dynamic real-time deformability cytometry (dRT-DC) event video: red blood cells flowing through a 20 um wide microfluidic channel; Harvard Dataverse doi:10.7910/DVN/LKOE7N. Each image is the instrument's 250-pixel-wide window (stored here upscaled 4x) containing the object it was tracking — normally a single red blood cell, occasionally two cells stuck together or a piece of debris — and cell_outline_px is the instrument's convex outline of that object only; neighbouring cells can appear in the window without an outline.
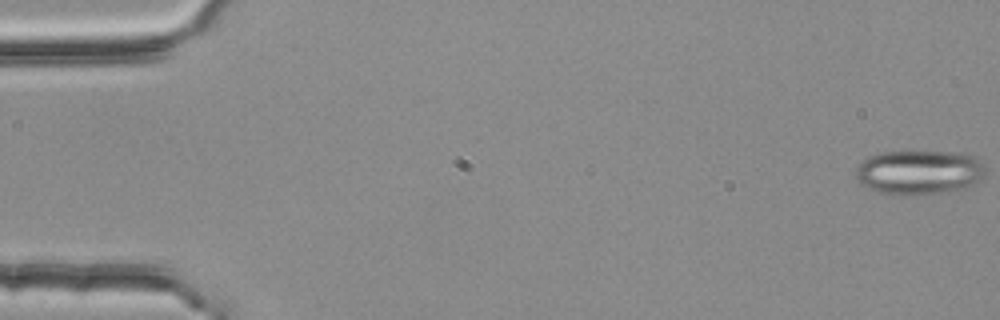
{"species": "common noctule bat (a hibernating species)", "species_latin": "Nyctalus noctula", "temperature_condition": "room temperature", "stored_images_in_passage": 4, "camera_frame_rate_fps": 3000, "um_per_image_px": 0.085, "animal": {"sex": "female", "body_mass_g": 25.1}, "frame": {"image": 1, "passage_image": 1, "time_ms": 0.0, "image_size_px": [1000, 320], "cell_outline_px": [[984, 176], [956, 192], [916, 196], [880, 192], [868, 188], [856, 176], [856, 168], [868, 156], [884, 152], [948, 152], [976, 156], [984, 164]], "centroid_in_image_um": [78.16, 14.66], "position_along_channel_um": 6.8, "area_um2": 33.47}}